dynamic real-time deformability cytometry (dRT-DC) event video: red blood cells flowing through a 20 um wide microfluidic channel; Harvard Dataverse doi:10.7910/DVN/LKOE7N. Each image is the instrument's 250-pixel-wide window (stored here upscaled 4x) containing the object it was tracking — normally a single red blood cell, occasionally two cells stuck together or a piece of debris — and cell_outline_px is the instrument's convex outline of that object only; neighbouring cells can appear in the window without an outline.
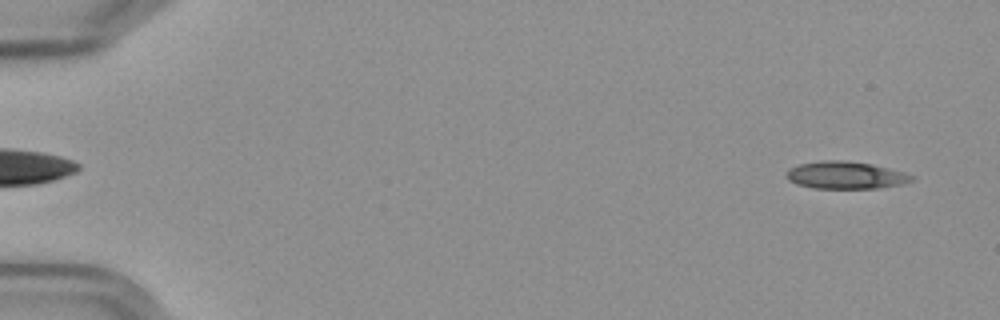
{"species": "Egyptian fruit bat (a non-hibernating species)", "species_latin": "Rousettus aegyptiacus", "temperature_condition": "cold", "stored_images_in_passage": 6, "camera_frame_rate_fps": 3000, "um_per_image_px": 0.085, "frame": {"image": 1, "passage_image": 6, "time_ms": 5.667, "image_size_px": [1000, 320], "cell_outline_px": [[916, 176], [912, 180], [904, 184], [880, 188], [812, 188], [796, 184], [788, 180], [784, 172], [788, 168], [800, 164], [824, 160], [844, 160], [872, 164], [904, 172]], "centroid_in_image_um": [71.86, 14.89], "position_along_channel_um": 13.1, "area_um2": 20.17}}